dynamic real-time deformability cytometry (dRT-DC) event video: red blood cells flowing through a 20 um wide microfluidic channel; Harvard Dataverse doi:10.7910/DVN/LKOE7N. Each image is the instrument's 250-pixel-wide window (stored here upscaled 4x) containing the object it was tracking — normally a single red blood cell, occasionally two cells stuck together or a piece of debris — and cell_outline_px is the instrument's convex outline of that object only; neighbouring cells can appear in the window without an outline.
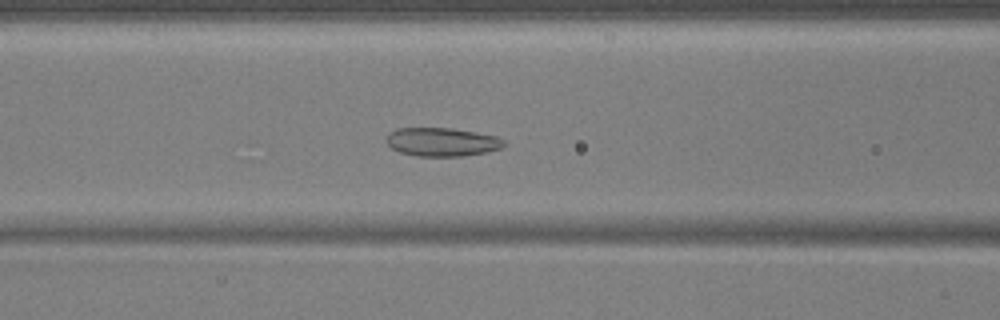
{"species": "common noctule bat (a hibernating species)", "species_latin": "Nyctalus noctula", "temperature_condition": "warm", "stored_images_in_passage": 55, "camera_frame_rate_fps": 3000, "um_per_image_px": 0.085, "animal": {"sex": "male", "body_mass_g": 17.9, "forearm_length_mm": 54.2}, "frame": {"image": 1, "passage_image": 23, "time_ms": 7.333, "image_size_px": [1000, 320], "cell_outline_px": [[504, 144], [500, 148], [488, 152], [464, 156], [416, 156], [400, 152], [392, 148], [384, 140], [396, 128], [452, 128], [496, 136], [504, 140]], "centroid_in_image_um": [37.56, 12.07], "position_along_channel_um": 129.0, "area_um2": 19.48}}
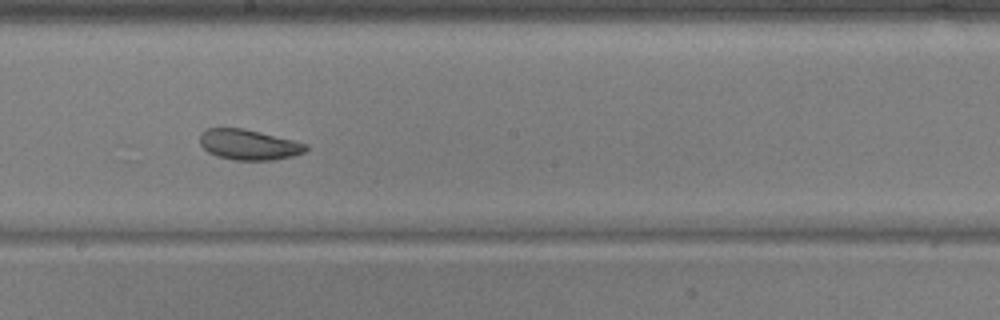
{"frame": {"image": 2, "passage_image": 31, "time_ms": 10.0, "image_size_px": [1000, 320], "cell_outline_px": [[308, 148], [304, 152], [292, 156], [272, 160], [232, 160], [216, 156], [208, 152], [200, 144], [200, 132], [208, 128], [240, 128], [260, 132], [308, 144]], "centroid_in_image_um": [21.11, 12.3], "position_along_channel_um": 227.1, "area_um2": 18.73}}
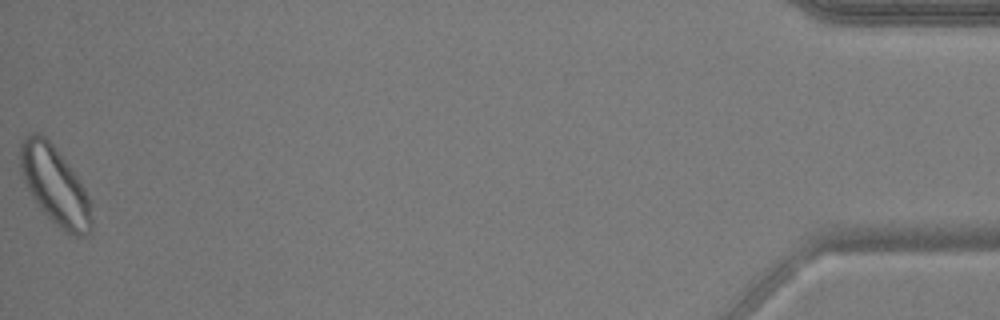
{"frame": {"image": 3, "passage_image": 55, "time_ms": 18.0, "image_size_px": [1000, 320], "cell_outline_px": [[92, 228], [88, 236], [76, 236], [64, 232], [40, 208], [28, 192], [20, 172], [20, 144], [24, 136], [28, 132], [40, 132], [52, 144], [72, 168], [84, 188], [88, 196], [92, 220]], "centroid_in_image_um": [4.64, 15.75], "position_along_channel_um": 430.6, "area_um2": 32.6}, "authors_computed_cell_mechanics": {"area_um2": 22.7154, "velocity_mm_per_s": 3.6838, "shape_relaxation_time_tau1_ms": 5.4993, "shape_relaxation_time_tau2_ms": 10.0038, "deformation_change_tau1": 0.0927, "deformation_change_tau2": 0.1522}}